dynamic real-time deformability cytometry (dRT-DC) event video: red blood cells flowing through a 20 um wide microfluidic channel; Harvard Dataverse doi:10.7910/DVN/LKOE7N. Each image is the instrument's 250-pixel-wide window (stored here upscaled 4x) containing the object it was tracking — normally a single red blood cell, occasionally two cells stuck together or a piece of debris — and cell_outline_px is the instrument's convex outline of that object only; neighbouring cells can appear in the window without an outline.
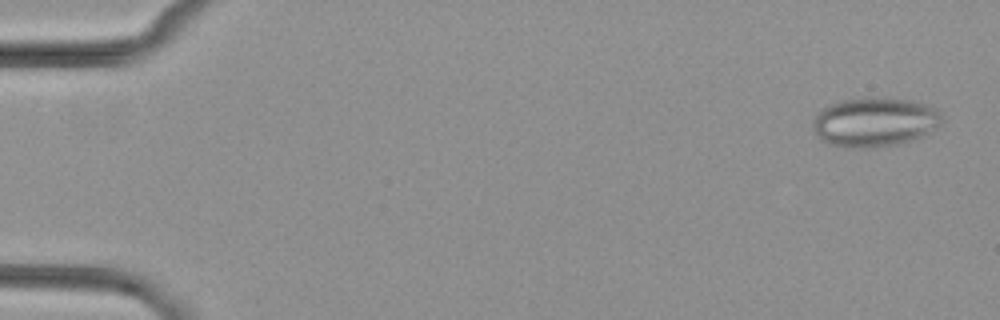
{"species": "common noctule bat (a hibernating species)", "species_latin": "Nyctalus noctula", "temperature_condition": "cold", "stored_images_in_passage": 5, "camera_frame_rate_fps": 3000, "um_per_image_px": 0.085, "animal": {"sex": "female", "body_mass_g": 29.2, "forearm_length_mm": 56.3}, "frame": {"image": 1, "passage_image": 1, "time_ms": 0.0, "image_size_px": [1000, 320], "cell_outline_px": [[944, 120], [936, 128], [912, 140], [896, 144], [872, 148], [852, 148], [832, 144], [816, 136], [812, 128], [812, 120], [824, 108], [832, 104], [844, 100], [868, 96], [872, 96], [912, 100], [936, 108], [940, 112]], "centroid_in_image_um": [74.36, 10.36], "position_along_channel_um": 10.6, "area_um2": 37.11}}